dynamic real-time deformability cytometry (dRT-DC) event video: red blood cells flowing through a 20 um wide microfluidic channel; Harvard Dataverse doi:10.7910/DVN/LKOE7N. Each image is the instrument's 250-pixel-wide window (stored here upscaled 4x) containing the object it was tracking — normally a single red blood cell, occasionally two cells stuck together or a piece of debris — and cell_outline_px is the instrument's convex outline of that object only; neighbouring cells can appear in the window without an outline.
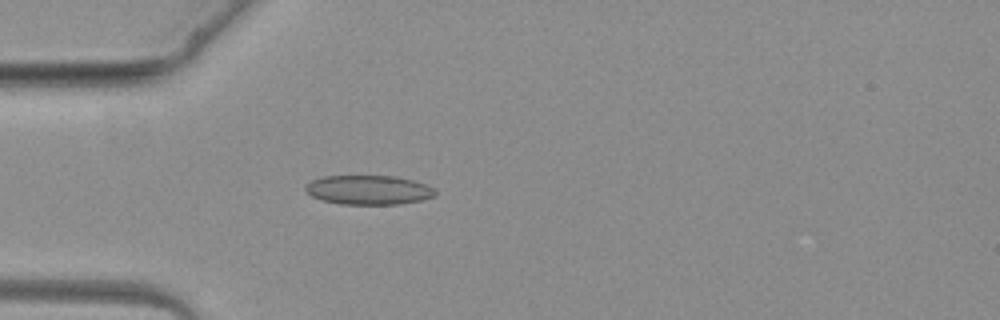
{"species": "common noctule bat (a hibernating species)", "species_latin": "Nyctalus noctula", "temperature_condition": "warm", "stored_images_in_passage": 1, "camera_frame_rate_fps": 3000, "um_per_image_px": 0.085, "animal": {"sex": "female", "body_mass_g": 19.3, "forearm_length_mm": 54.1}, "frame": {"image": 1, "passage_image": 1, "time_ms": 0.0, "image_size_px": [1000, 320], "cell_outline_px": [[436, 196], [420, 200], [400, 204], [340, 204], [320, 200], [312, 196], [304, 188], [312, 180], [324, 176], [396, 176], [428, 184], [436, 188]], "centroid_in_image_um": [31.37, 16.14], "position_along_channel_um": 53.6, "area_um2": 22.25}}